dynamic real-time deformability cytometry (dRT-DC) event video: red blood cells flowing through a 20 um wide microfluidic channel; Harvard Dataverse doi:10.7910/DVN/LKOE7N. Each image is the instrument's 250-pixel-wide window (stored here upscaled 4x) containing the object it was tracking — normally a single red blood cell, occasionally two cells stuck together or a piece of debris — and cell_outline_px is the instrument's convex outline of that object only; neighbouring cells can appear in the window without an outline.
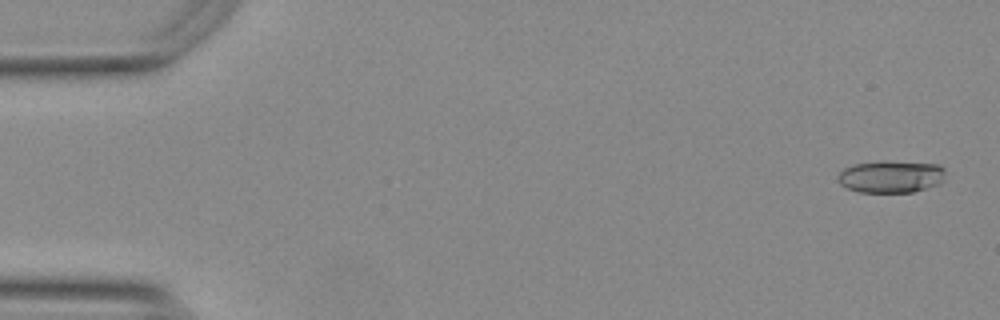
{"species": "Egyptian fruit bat (a non-hibernating species)", "species_latin": "Rousettus aegyptiacus", "temperature_condition": "warm", "stored_images_in_passage": 12, "camera_frame_rate_fps": 3000, "um_per_image_px": 0.085, "animal": {"sex": "female"}, "frame": {"image": 1, "passage_image": 2, "time_ms": 0.333, "image_size_px": [1000, 320], "cell_outline_px": [[944, 180], [940, 184], [912, 192], [860, 192], [848, 188], [840, 184], [836, 176], [844, 168], [856, 164], [884, 160], [940, 164], [944, 168]], "centroid_in_image_um": [75.75, 15.0], "position_along_channel_um": 9.2, "area_um2": 20.4}}